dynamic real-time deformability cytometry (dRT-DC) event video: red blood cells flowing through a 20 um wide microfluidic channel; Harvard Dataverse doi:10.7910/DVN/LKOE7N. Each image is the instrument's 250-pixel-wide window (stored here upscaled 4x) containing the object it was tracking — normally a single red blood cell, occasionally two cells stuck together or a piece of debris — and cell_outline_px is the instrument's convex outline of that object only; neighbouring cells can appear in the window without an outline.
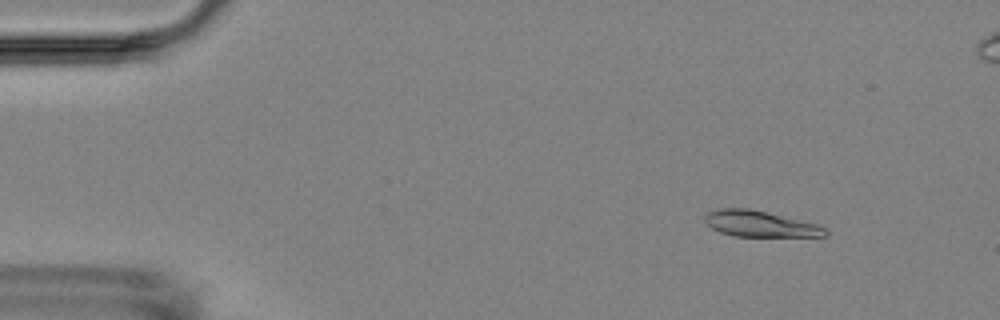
{"species": "Egyptian fruit bat (a non-hibernating species)", "species_latin": "Rousettus aegyptiacus", "temperature_condition": "room temperature", "stored_images_in_passage": 5, "camera_frame_rate_fps": 3000, "um_per_image_px": 0.085, "animal": {"sex": "female"}, "frame": {"image": 1, "passage_image": 2, "time_ms": 1.333, "image_size_px": [1000, 320], "cell_outline_px": [[828, 236], [732, 236], [720, 232], [712, 228], [704, 220], [704, 216], [708, 212], [720, 208], [748, 208], [816, 224], [824, 228], [828, 232]], "centroid_in_image_um": [64.56, 19.03], "position_along_channel_um": 20.4, "area_um2": 17.92}}